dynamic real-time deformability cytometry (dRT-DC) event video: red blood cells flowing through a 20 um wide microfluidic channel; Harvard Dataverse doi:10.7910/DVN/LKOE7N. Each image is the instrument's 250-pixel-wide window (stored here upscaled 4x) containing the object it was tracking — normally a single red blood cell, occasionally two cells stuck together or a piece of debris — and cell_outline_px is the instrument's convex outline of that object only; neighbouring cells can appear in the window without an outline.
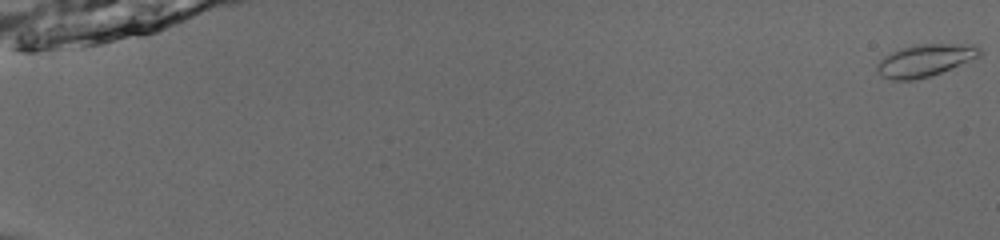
{"species": "common noctule bat (a hibernating species)", "species_latin": "Nyctalus noctula", "temperature_condition": "room temperature", "stored_images_in_passage": 54, "camera_frame_rate_fps": 3000, "um_per_image_px": 0.085, "animal": {"sex": "male", "body_mass_g": 13.0, "forearm_length_mm": 53.1}, "frame": {"image": 1, "passage_image": 1, "time_ms": 0.0, "image_size_px": [1000, 240], "cell_outline_px": [[984, 52], [980, 56], [940, 72], [916, 80], [892, 80], [880, 76], [876, 68], [876, 64], [884, 56], [900, 48], [916, 44], [972, 44], [980, 48]], "centroid_in_image_um": [78.61, 5.12], "position_along_channel_um": 6.4, "area_um2": 19.25}}
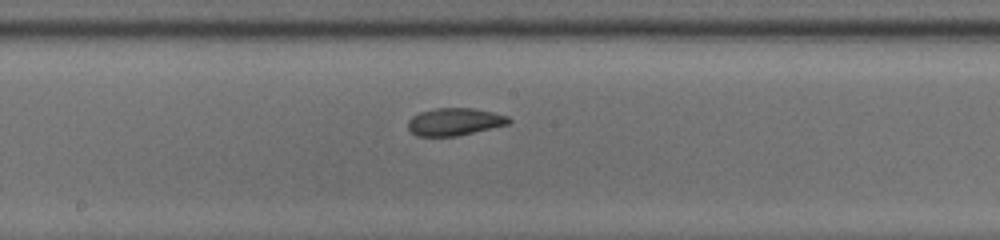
{"frame": {"image": 2, "passage_image": 32, "time_ms": 10.333, "image_size_px": [1000, 240], "cell_outline_px": [[512, 120], [508, 124], [456, 136], [416, 136], [408, 128], [408, 120], [412, 116], [420, 112], [436, 108], [472, 108], [492, 112], [508, 116]], "centroid_in_image_um": [38.62, 10.34], "position_along_channel_um": 209.6, "area_um2": 16.01}}
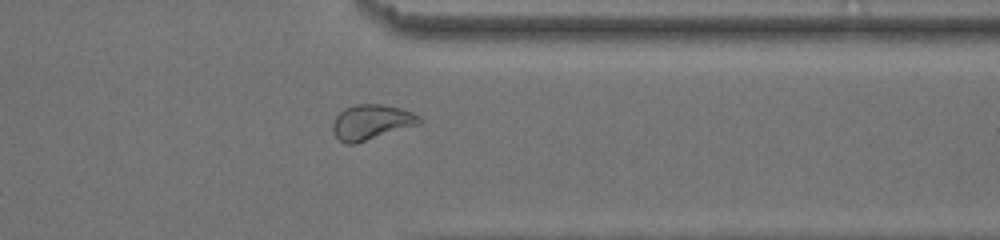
{"frame": {"image": 3, "passage_image": 45, "time_ms": 14.667, "image_size_px": [1000, 240], "cell_outline_px": [[424, 120], [420, 124], [356, 144], [344, 144], [332, 132], [332, 124], [336, 116], [344, 108], [356, 104], [380, 104], [400, 108], [412, 112], [420, 116]], "centroid_in_image_um": [31.57, 10.39], "position_along_channel_um": 379.8, "area_um2": 17.92}, "authors_computed_cell_mechanics": {"area_um2": 17.5134, "velocity_mm_per_s": 3.9407, "shape_relaxation_time_tau1_ms": 8.597, "shape_relaxation_time_tau2_ms": 2.3298, "deformation_change_tau1": 0.1782, "deformation_change_tau2": 0.0333}}